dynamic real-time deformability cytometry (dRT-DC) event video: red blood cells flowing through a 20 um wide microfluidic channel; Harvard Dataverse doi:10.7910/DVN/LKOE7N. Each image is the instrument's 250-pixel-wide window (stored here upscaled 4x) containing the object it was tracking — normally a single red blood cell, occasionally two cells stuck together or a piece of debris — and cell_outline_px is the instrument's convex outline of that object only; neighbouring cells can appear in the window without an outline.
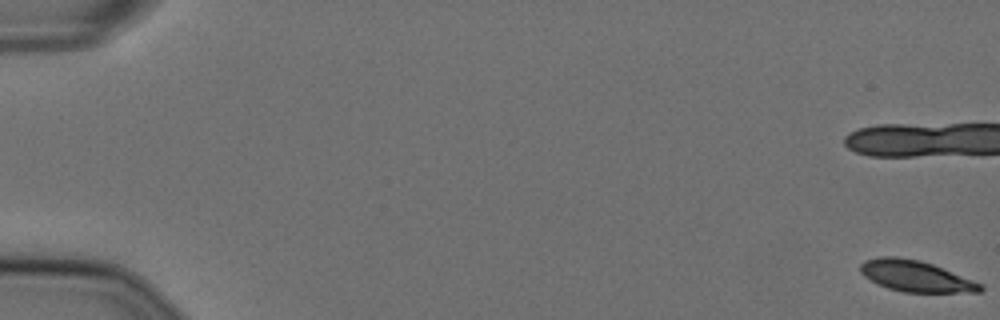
{"species": "Egyptian fruit bat (a non-hibernating species)", "species_latin": "Rousettus aegyptiacus", "temperature_condition": "cold", "stored_images_in_passage": 59, "camera_frame_rate_fps": 3000, "um_per_image_px": 0.085, "animal": {"sex": "female"}, "frame": {"image": 1, "passage_image": 1, "time_ms": 0.0, "image_size_px": [1000, 320], "cell_outline_px": [[984, 288], [980, 292], [904, 292], [888, 288], [876, 284], [864, 276], [860, 272], [860, 264], [864, 260], [880, 256], [896, 256], [920, 260], [932, 264], [984, 284]], "centroid_in_image_um": [77.82, 23.47], "position_along_channel_um": 7.2, "area_um2": 21.85}, "authors_computed_cell_mechanics": {"area_um2": 23.8136, "velocity_mm_per_s": 3.5982, "shape_relaxation_time_tau1_ms": 7.5166, "shape_relaxation_time_tau2_ms": null, "deformation_change_tau1": 0.1721, "deformation_change_tau2": null}}